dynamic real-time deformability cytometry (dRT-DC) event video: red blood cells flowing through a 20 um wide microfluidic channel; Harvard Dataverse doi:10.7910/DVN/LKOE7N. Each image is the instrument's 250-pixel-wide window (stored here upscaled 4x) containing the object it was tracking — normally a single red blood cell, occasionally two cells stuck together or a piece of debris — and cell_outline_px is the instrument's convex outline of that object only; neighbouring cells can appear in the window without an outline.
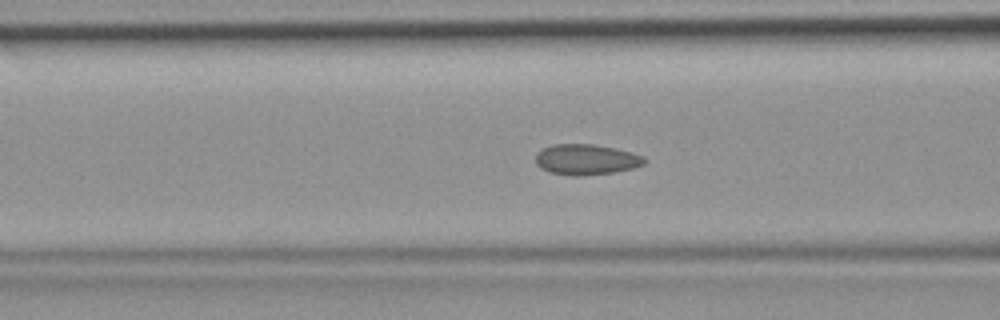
{"species": "common noctule bat (a hibernating species)", "species_latin": "Nyctalus noctula", "temperature_condition": "room temperature", "stored_images_in_passage": 41, "camera_frame_rate_fps": 3000, "um_per_image_px": 0.085, "animal": {"sex": "female", "body_mass_g": 19.9}, "frame": {"image": 1, "passage_image": 18, "time_ms": 5.667, "image_size_px": [1000, 320], "cell_outline_px": [[648, 160], [644, 164], [632, 168], [612, 172], [580, 176], [572, 176], [548, 172], [540, 168], [536, 164], [536, 152], [552, 144], [592, 144], [616, 148], [632, 152], [644, 156]], "centroid_in_image_um": [49.82, 13.55], "position_along_channel_um": 116.8, "area_um2": 19.54}}